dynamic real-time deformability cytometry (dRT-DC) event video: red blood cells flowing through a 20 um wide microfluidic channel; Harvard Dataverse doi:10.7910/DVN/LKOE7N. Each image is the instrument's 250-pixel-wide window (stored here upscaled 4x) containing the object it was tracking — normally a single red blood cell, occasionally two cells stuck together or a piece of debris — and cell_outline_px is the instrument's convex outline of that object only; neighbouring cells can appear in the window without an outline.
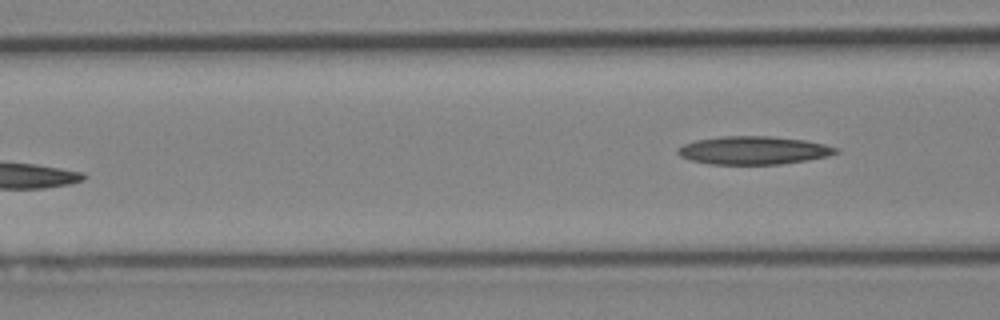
{"species": "Egyptian fruit bat (a non-hibernating species)", "species_latin": "Rousettus aegyptiacus", "temperature_condition": "cold", "stored_images_in_passage": 6, "camera_frame_rate_fps": 3000, "um_per_image_px": 0.085, "animal": {"sex": "female"}, "frame": {"image": 1, "passage_image": 6, "time_ms": 5.667, "image_size_px": [1000, 320], "cell_outline_px": [[840, 152], [828, 156], [808, 160], [780, 164], [708, 164], [692, 160], [680, 156], [676, 152], [684, 144], [696, 140], [720, 136], [772, 136], [804, 140], [824, 144], [840, 148]], "centroid_in_image_um": [64.09, 12.77], "position_along_channel_um": 102.5, "area_um2": 25.95}}